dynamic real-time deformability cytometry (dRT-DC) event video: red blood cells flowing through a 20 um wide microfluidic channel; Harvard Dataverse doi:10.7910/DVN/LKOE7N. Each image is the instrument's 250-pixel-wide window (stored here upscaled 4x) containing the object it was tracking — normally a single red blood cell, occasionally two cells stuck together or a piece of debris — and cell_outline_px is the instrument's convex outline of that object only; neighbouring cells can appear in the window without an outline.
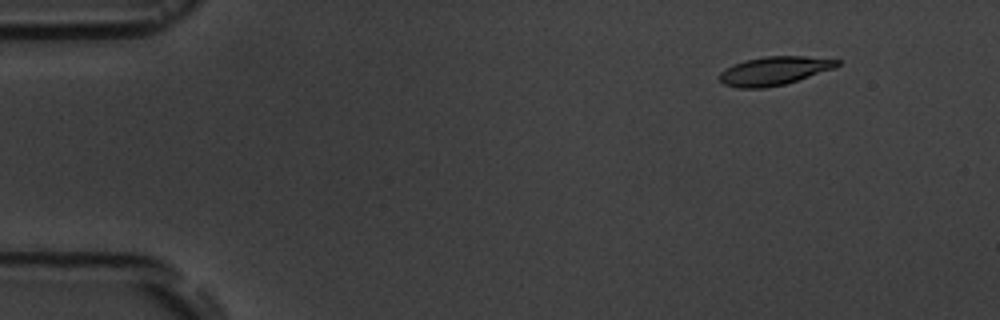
{"species": "common noctule bat (a hibernating species)", "species_latin": "Nyctalus noctula", "temperature_condition": "room temperature", "stored_images_in_passage": 4, "camera_frame_rate_fps": 3000, "um_per_image_px": 0.085, "animal": {"sex": "male", "body_mass_g": 19.5, "forearm_length_mm": 54.6}, "frame": {"image": 1, "passage_image": 2, "time_ms": 2.0, "image_size_px": [1000, 320], "cell_outline_px": [[840, 64], [836, 68], [784, 84], [764, 88], [736, 88], [724, 84], [716, 76], [720, 72], [732, 64], [744, 60], [764, 56], [804, 56], [840, 60]], "centroid_in_image_um": [65.77, 6.02], "position_along_channel_um": 19.2, "area_um2": 19.71}}